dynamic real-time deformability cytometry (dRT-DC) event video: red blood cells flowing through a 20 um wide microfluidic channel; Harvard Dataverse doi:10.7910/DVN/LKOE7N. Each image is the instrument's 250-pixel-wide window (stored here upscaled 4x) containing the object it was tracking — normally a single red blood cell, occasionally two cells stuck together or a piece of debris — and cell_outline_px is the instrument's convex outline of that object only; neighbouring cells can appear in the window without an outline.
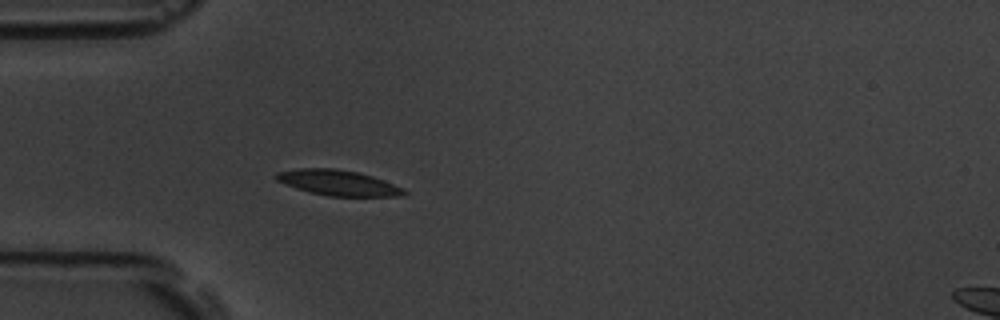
{"species": "common noctule bat (a hibernating species)", "species_latin": "Nyctalus noctula", "temperature_condition": "room temperature", "stored_images_in_passage": 4, "camera_frame_rate_fps": 3000, "um_per_image_px": 0.085, "animal": {"sex": "male", "body_mass_g": 19.5, "forearm_length_mm": 54.6}, "frame": {"image": 1, "passage_image": 4, "time_ms": 3.333, "image_size_px": [1000, 320], "cell_outline_px": [[408, 192], [404, 196], [328, 196], [308, 192], [296, 188], [276, 180], [276, 172], [300, 168], [336, 168], [356, 172], [372, 176], [384, 180], [404, 188]], "centroid_in_image_um": [28.77, 15.54], "position_along_channel_um": 56.2, "area_um2": 18.96}}